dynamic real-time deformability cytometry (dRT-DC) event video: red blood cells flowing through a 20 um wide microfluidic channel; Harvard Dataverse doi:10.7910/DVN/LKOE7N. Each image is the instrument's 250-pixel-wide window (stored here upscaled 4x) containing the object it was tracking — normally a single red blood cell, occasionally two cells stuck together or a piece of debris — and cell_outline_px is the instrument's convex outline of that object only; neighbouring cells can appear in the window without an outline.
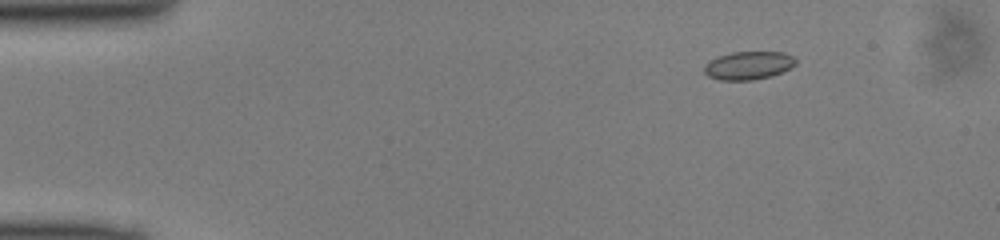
{"species": "common noctule bat (a hibernating species)", "species_latin": "Nyctalus noctula", "temperature_condition": "cold", "stored_images_in_passage": 44, "camera_frame_rate_fps": 3000, "um_per_image_px": 0.085, "animal": {"sex": "male", "body_mass_g": 13.0, "forearm_length_mm": 53.1}, "frame": {"image": 1, "passage_image": 1, "time_ms": 0.0, "image_size_px": [1000, 240], "cell_outline_px": [[796, 64], [792, 68], [772, 76], [752, 80], [720, 80], [708, 76], [704, 72], [704, 64], [720, 56], [732, 52], [784, 52], [792, 56], [796, 60]], "centroid_in_image_um": [63.65, 5.57], "position_along_channel_um": 21.4, "area_um2": 15.03}}
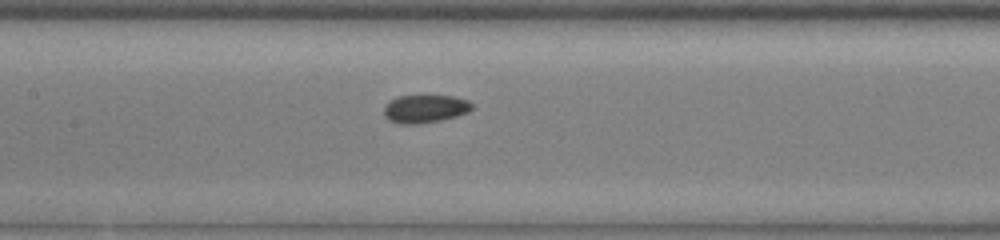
{"frame": {"image": 2, "passage_image": 18, "time_ms": 5.667, "image_size_px": [1000, 240], "cell_outline_px": [[472, 108], [468, 112], [456, 116], [440, 120], [416, 124], [400, 124], [388, 120], [384, 116], [384, 104], [400, 96], [452, 96], [468, 100], [472, 104]], "centroid_in_image_um": [36.1, 9.25], "position_along_channel_um": 171.3, "area_um2": 14.28}}
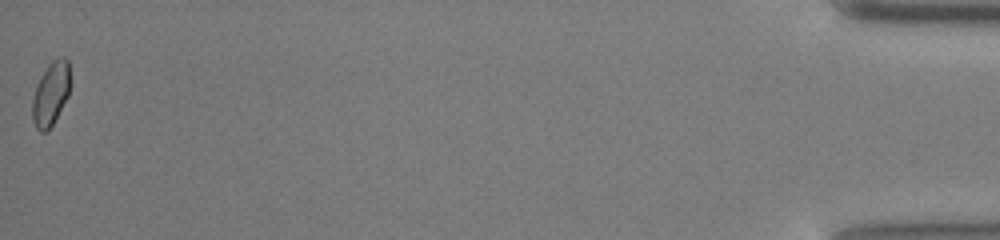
{"frame": {"image": 3, "passage_image": 44, "time_ms": 14.333, "image_size_px": [1000, 240], "cell_outline_px": [[68, 96], [52, 124], [44, 132], [40, 132], [36, 128], [32, 120], [32, 100], [36, 84], [40, 76], [48, 64], [52, 60], [60, 56], [64, 56], [68, 60]], "centroid_in_image_um": [4.27, 7.94], "position_along_channel_um": 430.9, "area_um2": 13.81}}